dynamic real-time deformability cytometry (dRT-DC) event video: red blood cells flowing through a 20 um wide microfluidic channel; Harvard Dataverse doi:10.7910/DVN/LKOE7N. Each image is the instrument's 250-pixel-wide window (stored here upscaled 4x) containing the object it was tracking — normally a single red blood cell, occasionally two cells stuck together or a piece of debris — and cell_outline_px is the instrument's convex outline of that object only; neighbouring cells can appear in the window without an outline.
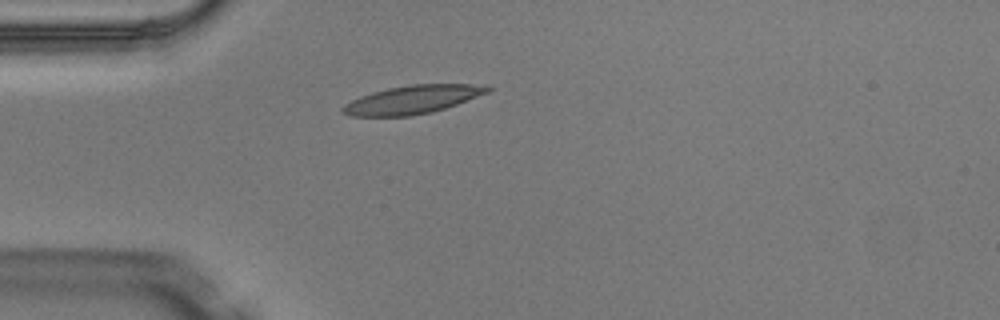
{"species": "Egyptian fruit bat (a non-hibernating species)", "species_latin": "Rousettus aegyptiacus", "temperature_condition": "warm", "stored_images_in_passage": 1, "camera_frame_rate_fps": 3000, "um_per_image_px": 0.085, "animal": {"sex": "male"}, "frame": {"image": 1, "passage_image": 1, "time_ms": 0.0, "image_size_px": [1000, 320], "cell_outline_px": [[492, 88], [488, 92], [456, 104], [432, 112], [412, 116], [352, 116], [340, 112], [340, 108], [344, 104], [360, 96], [372, 92], [388, 88], [412, 84], [488, 84]], "centroid_in_image_um": [35.04, 8.46], "position_along_channel_um": 50.0, "area_um2": 23.93}}